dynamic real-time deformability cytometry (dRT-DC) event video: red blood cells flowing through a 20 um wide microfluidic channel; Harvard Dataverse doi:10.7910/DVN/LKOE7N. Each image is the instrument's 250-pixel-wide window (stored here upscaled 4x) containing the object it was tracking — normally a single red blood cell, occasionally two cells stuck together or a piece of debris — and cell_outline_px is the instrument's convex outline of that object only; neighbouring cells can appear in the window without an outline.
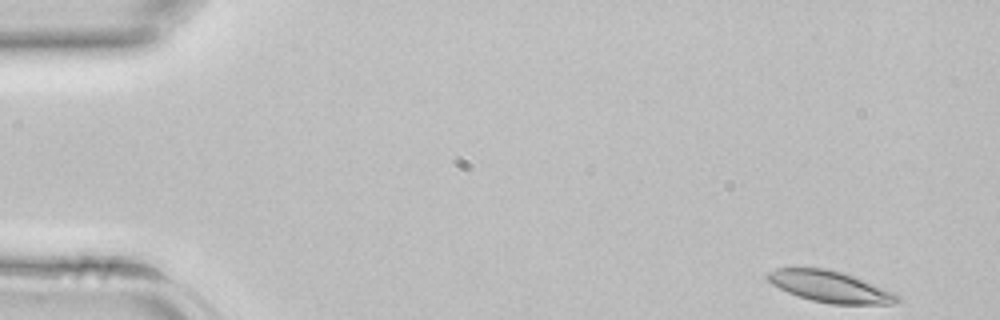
{"species": "common noctule bat (a hibernating species)", "species_latin": "Nyctalus noctula", "temperature_condition": "room temperature", "stored_images_in_passage": 41, "camera_frame_rate_fps": 3000, "um_per_image_px": 0.085, "animal": {"sex": "female", "body_mass_g": 22.7, "forearm_length_mm": 54.2}, "frame": {"image": 1, "passage_image": 1, "time_ms": 0.0, "image_size_px": [1000, 320], "cell_outline_px": [[900, 300], [892, 304], [832, 304], [812, 300], [788, 292], [772, 284], [764, 276], [768, 272], [776, 268], [824, 268], [840, 272], [852, 276], [892, 292], [900, 296]], "centroid_in_image_um": [70.51, 24.36], "position_along_channel_um": 14.5, "area_um2": 23.18}}
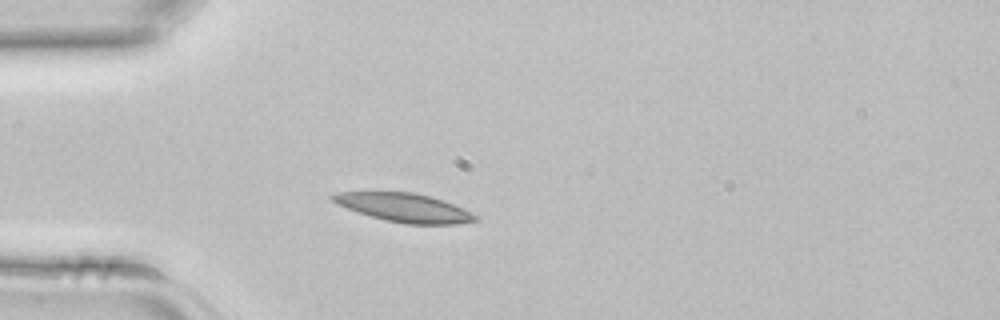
{"frame": {"image": 2, "passage_image": 10, "time_ms": 3.0, "image_size_px": [1000, 320], "cell_outline_px": [[480, 220], [456, 224], [404, 224], [384, 220], [336, 204], [328, 196], [340, 192], [412, 192], [444, 200], [476, 216]], "centroid_in_image_um": [34.33, 17.65], "position_along_channel_um": 50.7, "area_um2": 23.41}}
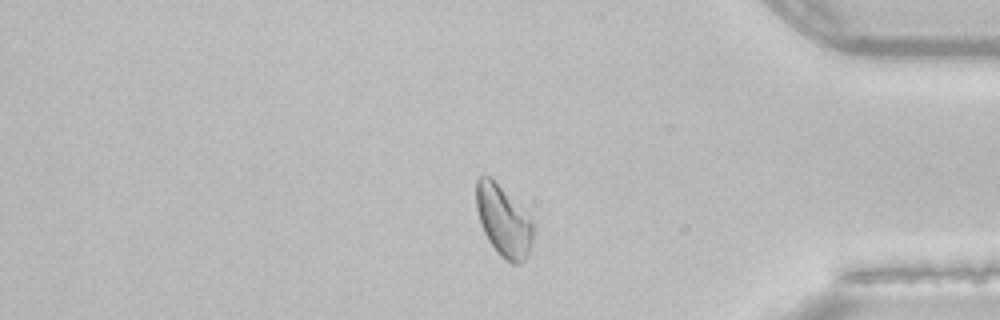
{"frame": {"image": 3, "passage_image": 34, "time_ms": 11.0, "image_size_px": [1000, 320], "cell_outline_px": [[536, 228], [528, 256], [520, 264], [512, 264], [504, 260], [496, 252], [488, 240], [484, 232], [476, 208], [476, 180], [480, 176], [488, 176], [536, 224]], "centroid_in_image_um": [42.82, 18.87], "position_along_channel_um": 392.4, "area_um2": 23.29}}